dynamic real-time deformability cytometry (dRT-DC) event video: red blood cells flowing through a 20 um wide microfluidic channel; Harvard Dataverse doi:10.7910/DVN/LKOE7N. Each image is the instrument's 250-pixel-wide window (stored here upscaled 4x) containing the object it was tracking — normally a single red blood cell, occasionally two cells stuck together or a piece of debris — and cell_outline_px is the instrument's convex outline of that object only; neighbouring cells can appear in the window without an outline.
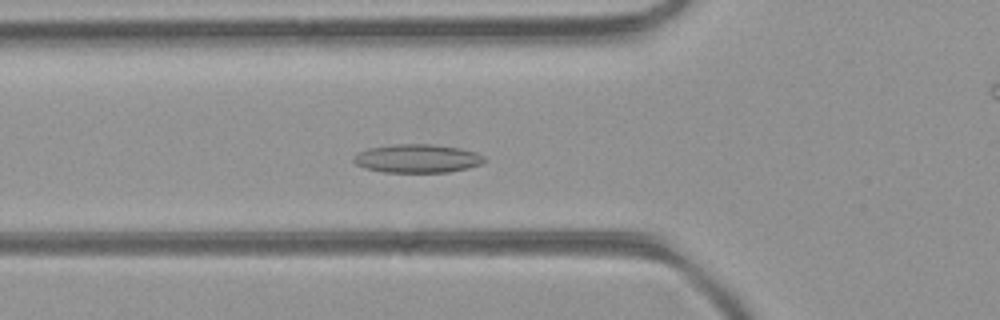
{"species": "common noctule bat (a hibernating species)", "species_latin": "Nyctalus noctula", "temperature_condition": "room temperature", "stored_images_in_passage": 47, "camera_frame_rate_fps": 3000, "um_per_image_px": 0.085, "animal": {"sex": "female", "body_mass_g": 21.9}, "frame": {"image": 1, "passage_image": 16, "time_ms": 5.0, "image_size_px": [1000, 320], "cell_outline_px": [[484, 160], [480, 164], [468, 168], [448, 172], [384, 172], [364, 168], [356, 164], [352, 160], [352, 156], [356, 152], [368, 148], [392, 144], [432, 144], [460, 148], [476, 152], [484, 156]], "centroid_in_image_um": [35.41, 13.46], "position_along_channel_um": 90.4, "area_um2": 21.85}}
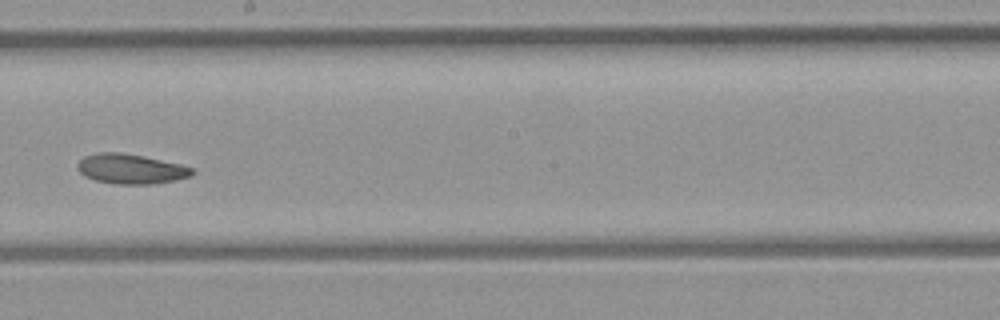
{"frame": {"image": 2, "passage_image": 26, "time_ms": 8.333, "image_size_px": [1000, 320], "cell_outline_px": [[196, 172], [188, 176], [156, 184], [116, 184], [96, 180], [84, 176], [76, 168], [76, 164], [84, 156], [96, 152], [120, 152], [144, 156], [180, 164], [192, 168]], "centroid_in_image_um": [11.07, 14.35], "position_along_channel_um": 237.1, "area_um2": 19.94}}
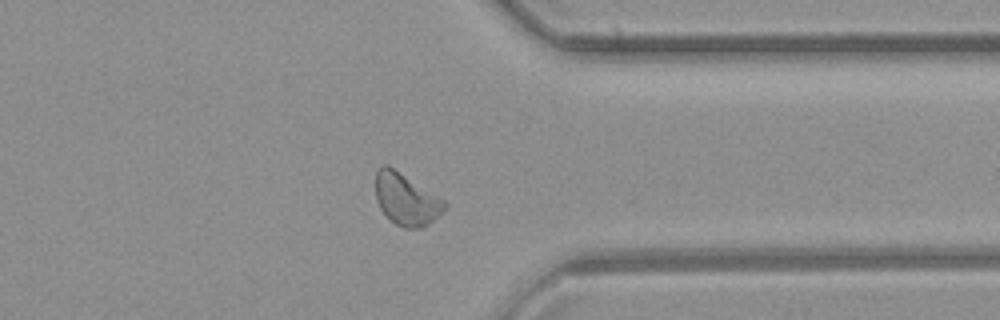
{"frame": {"image": 3, "passage_image": 36, "time_ms": 11.667, "image_size_px": [1000, 320], "cell_outline_px": [[448, 204], [428, 224], [420, 228], [404, 228], [396, 224], [380, 208], [376, 200], [376, 172], [380, 164], [388, 164], [444, 200]], "centroid_in_image_um": [34.49, 16.91], "position_along_channel_um": 376.9, "area_um2": 20.46}, "authors_computed_cell_mechanics": {"area_um2": 21.097, "velocity_mm_per_s": 4.3862, "shape_relaxation_time_tau1_ms": null, "shape_relaxation_time_tau2_ms": 4.5762, "deformation_change_tau1": null, "deformation_change_tau2": 0.096}}